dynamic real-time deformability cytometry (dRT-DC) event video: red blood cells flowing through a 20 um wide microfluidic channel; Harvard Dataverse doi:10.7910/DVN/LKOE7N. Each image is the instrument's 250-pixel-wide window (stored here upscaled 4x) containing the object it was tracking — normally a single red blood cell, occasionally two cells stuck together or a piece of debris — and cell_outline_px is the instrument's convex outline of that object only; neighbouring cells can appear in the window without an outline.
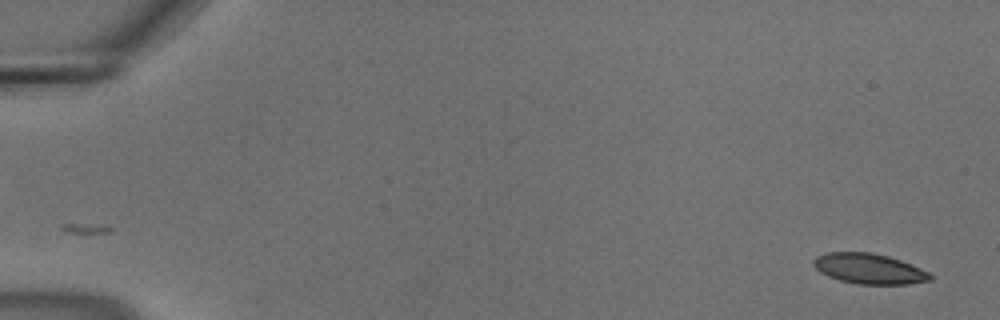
{"species": "common noctule bat (a hibernating species)", "species_latin": "Nyctalus noctula", "temperature_condition": "cold", "stored_images_in_passage": 19, "camera_frame_rate_fps": 3000, "um_per_image_px": 0.085, "animal": {"sex": "male", "body_mass_g": 18.8}, "frame": {"image": 1, "passage_image": 2, "time_ms": 0.333, "image_size_px": [1000, 320], "cell_outline_px": [[932, 280], [908, 284], [856, 284], [840, 280], [828, 276], [820, 272], [812, 264], [812, 260], [816, 256], [828, 252], [868, 252], [888, 256], [900, 260], [920, 268], [928, 272], [932, 276]], "centroid_in_image_um": [73.85, 22.84], "position_along_channel_um": 11.2, "area_um2": 20.58}}
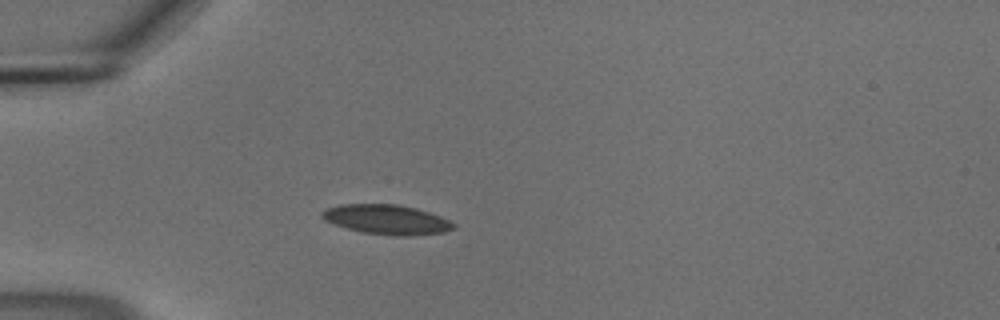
{"frame": {"image": 2, "passage_image": 16, "time_ms": 5.0, "image_size_px": [1000, 320], "cell_outline_px": [[456, 228], [444, 232], [408, 236], [392, 236], [364, 232], [348, 228], [324, 220], [320, 216], [320, 212], [328, 208], [340, 204], [396, 204], [416, 208], [440, 216], [456, 224]], "centroid_in_image_um": [32.88, 18.66], "position_along_channel_um": 52.1, "area_um2": 22.66}}